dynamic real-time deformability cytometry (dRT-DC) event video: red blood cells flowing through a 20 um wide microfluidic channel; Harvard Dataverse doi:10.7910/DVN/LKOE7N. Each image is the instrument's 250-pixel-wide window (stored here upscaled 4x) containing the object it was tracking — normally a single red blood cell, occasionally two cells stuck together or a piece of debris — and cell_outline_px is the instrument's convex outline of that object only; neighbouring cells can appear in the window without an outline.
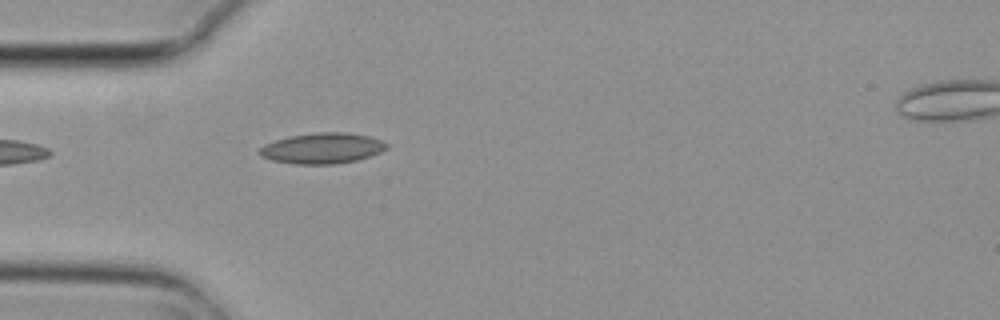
{"species": "common noctule bat (a hibernating species)", "species_latin": "Nyctalus noctula", "temperature_condition": "cold", "stored_images_in_passage": 2, "camera_frame_rate_fps": 3000, "um_per_image_px": 0.085, "animal": {"sex": "female", "body_mass_g": 29.2, "forearm_length_mm": 56.3}, "frame": {"image": 1, "passage_image": 1, "time_ms": 0.0, "image_size_px": [1000, 320], "cell_outline_px": [[388, 148], [380, 152], [356, 160], [336, 164], [292, 164], [272, 160], [260, 156], [256, 152], [264, 144], [276, 140], [292, 136], [316, 132], [348, 132], [368, 136], [380, 140], [388, 144]], "centroid_in_image_um": [27.36, 12.6], "position_along_channel_um": 57.6, "area_um2": 22.72}}